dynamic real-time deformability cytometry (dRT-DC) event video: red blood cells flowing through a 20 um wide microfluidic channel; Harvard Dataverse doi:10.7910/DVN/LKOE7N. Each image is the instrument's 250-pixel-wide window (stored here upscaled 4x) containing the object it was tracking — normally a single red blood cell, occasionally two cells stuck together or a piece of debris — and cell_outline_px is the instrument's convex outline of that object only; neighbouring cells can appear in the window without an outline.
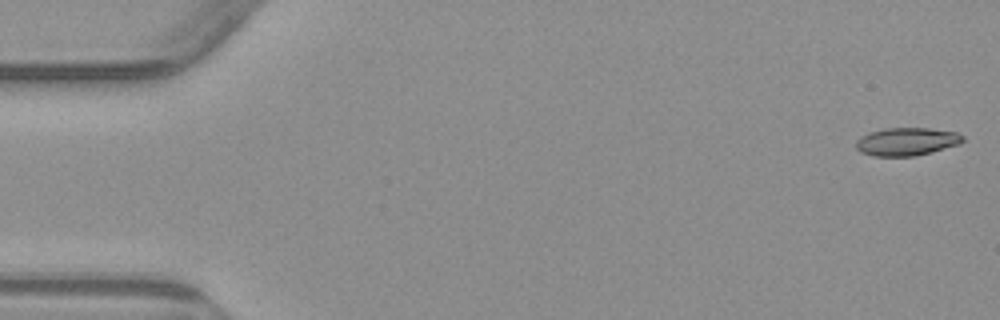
{"species": "common noctule bat (a hibernating species)", "species_latin": "Nyctalus noctula", "temperature_condition": "warm", "stored_images_in_passage": 5, "camera_frame_rate_fps": 3000, "um_per_image_px": 0.085, "animal": {"sex": "male", "body_mass_g": 23.1, "forearm_length_mm": 52.7}, "frame": {"image": 1, "passage_image": 1, "time_ms": 0.0, "image_size_px": [1000, 320], "cell_outline_px": [[964, 140], [960, 144], [932, 152], [916, 156], [872, 156], [860, 152], [856, 148], [856, 140], [860, 136], [868, 132], [884, 128], [928, 128], [956, 132], [964, 136]], "centroid_in_image_um": [77.05, 12.03], "position_along_channel_um": 8.0, "area_um2": 17.63}}
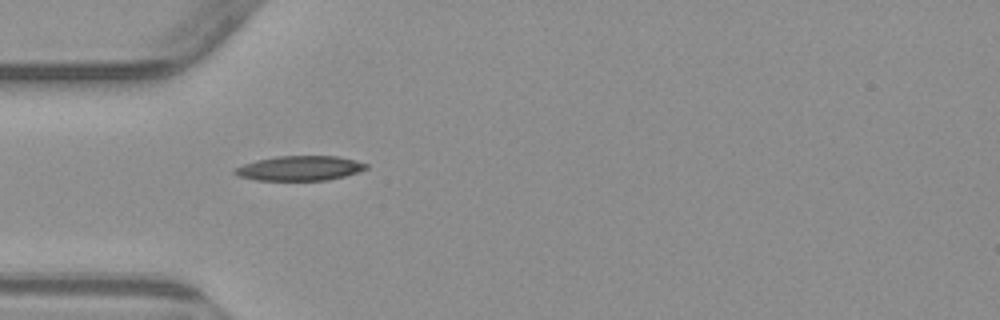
{"frame": {"image": 2, "passage_image": 5, "time_ms": 5.0, "image_size_px": [1000, 320], "cell_outline_px": [[368, 168], [344, 176], [328, 180], [256, 180], [236, 176], [232, 172], [232, 168], [256, 160], [276, 156], [336, 156], [356, 160], [368, 164]], "centroid_in_image_um": [25.42, 14.3], "position_along_channel_um": 59.6, "area_um2": 19.02}}